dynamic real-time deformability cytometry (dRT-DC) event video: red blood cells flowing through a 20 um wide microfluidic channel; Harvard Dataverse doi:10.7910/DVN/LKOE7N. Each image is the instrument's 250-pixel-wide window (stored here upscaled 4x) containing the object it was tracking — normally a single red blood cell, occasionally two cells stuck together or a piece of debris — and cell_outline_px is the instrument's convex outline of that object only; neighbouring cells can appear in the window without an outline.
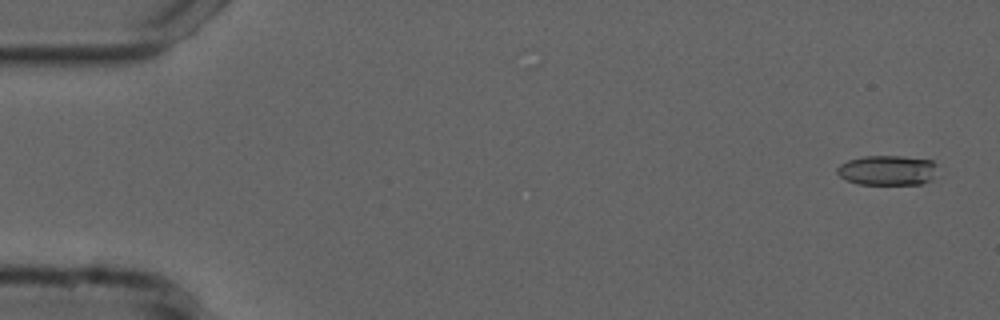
{"species": "common noctule bat (a hibernating species)", "species_latin": "Nyctalus noctula", "temperature_condition": "cold", "stored_images_in_passage": 54, "camera_frame_rate_fps": 3000, "um_per_image_px": 0.085, "animal": {"sex": "male", "forearm_length_mm": 52.5}, "frame": {"image": 1, "passage_image": 2, "time_ms": 0.333, "image_size_px": [1000, 320], "cell_outline_px": [[936, 164], [932, 176], [928, 180], [920, 184], [856, 184], [844, 180], [836, 172], [836, 168], [840, 164], [848, 160], [864, 156], [904, 156], [932, 160]], "centroid_in_image_um": [75.36, 14.47], "position_along_channel_um": 9.6, "area_um2": 17.46}}
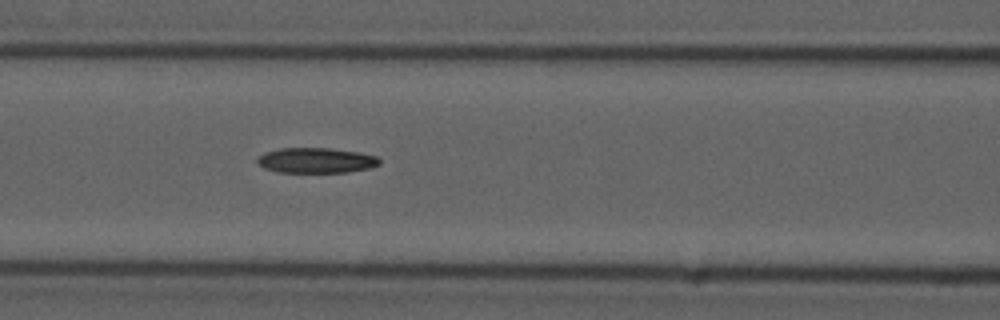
{"frame": {"image": 2, "passage_image": 23, "time_ms": 7.333, "image_size_px": [1000, 320], "cell_outline_px": [[380, 164], [372, 168], [348, 172], [276, 172], [264, 168], [256, 164], [256, 156], [264, 152], [280, 148], [328, 148], [356, 152], [376, 156], [380, 160]], "centroid_in_image_um": [26.81, 13.64], "position_along_channel_um": 139.8, "area_um2": 18.15}}
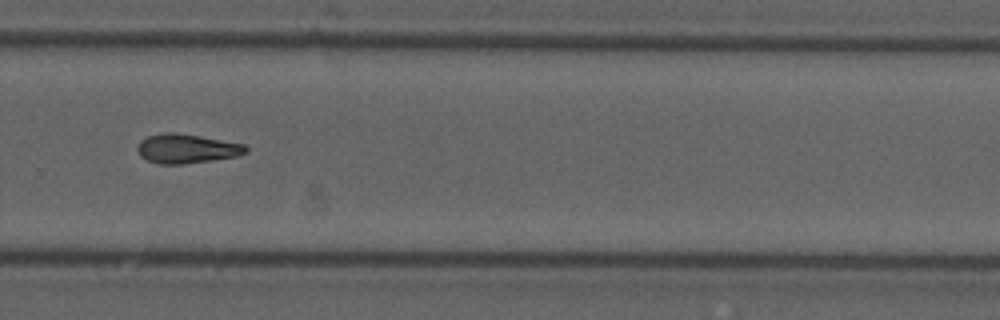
{"frame": {"image": 3, "passage_image": 37, "time_ms": 12.0, "image_size_px": [1000, 320], "cell_outline_px": [[248, 152], [240, 156], [184, 164], [160, 164], [148, 160], [140, 156], [136, 148], [140, 140], [148, 136], [164, 132], [176, 132], [200, 136], [244, 144], [248, 148]], "centroid_in_image_um": [15.87, 12.63], "position_along_channel_um": 313.9, "area_um2": 18.61}}